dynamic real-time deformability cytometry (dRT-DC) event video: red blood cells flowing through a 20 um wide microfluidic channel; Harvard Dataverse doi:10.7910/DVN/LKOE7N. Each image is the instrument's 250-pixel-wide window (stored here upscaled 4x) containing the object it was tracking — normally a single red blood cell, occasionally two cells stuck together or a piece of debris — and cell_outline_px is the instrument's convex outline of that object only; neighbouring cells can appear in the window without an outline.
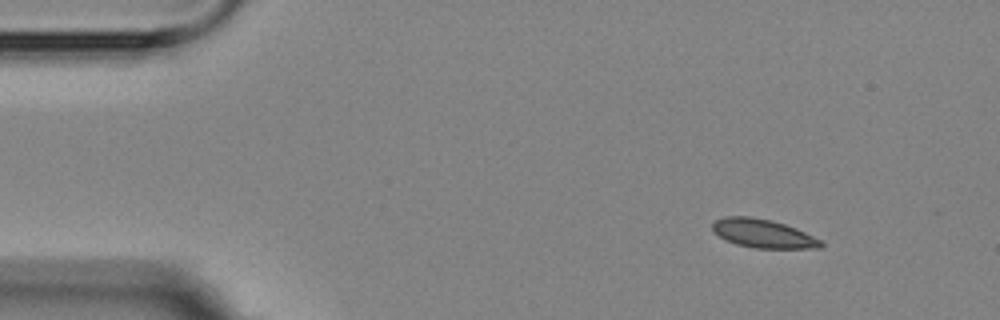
{"species": "Egyptian fruit bat (a non-hibernating species)", "species_latin": "Rousettus aegyptiacus", "temperature_condition": "room temperature", "stored_images_in_passage": 3, "camera_frame_rate_fps": 3000, "um_per_image_px": 0.085, "animal": {"sex": "female"}, "frame": {"image": 1, "passage_image": 1, "time_ms": 0.0, "image_size_px": [1000, 320], "cell_outline_px": [[824, 244], [820, 248], [756, 248], [736, 244], [724, 240], [712, 228], [712, 224], [716, 220], [724, 216], [752, 216], [772, 220], [796, 228], [820, 240]], "centroid_in_image_um": [64.84, 19.84], "position_along_channel_um": 20.2, "area_um2": 17.98}}